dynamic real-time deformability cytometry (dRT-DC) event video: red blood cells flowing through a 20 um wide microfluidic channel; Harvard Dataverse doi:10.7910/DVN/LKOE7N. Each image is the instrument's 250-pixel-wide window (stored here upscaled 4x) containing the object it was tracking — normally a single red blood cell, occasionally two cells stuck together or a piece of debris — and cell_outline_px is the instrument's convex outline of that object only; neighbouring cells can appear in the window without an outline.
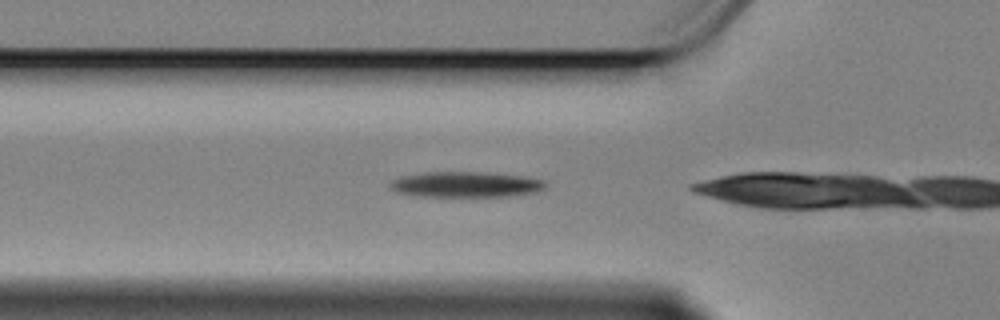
{"species": "Egyptian fruit bat (a non-hibernating species)", "species_latin": "Rousettus aegyptiacus", "temperature_condition": "cold", "stored_images_in_passage": 33, "camera_frame_rate_fps": 3000, "um_per_image_px": 0.085, "animal": {"sex": "female"}, "frame": {"image": 1, "passage_image": 3, "time_ms": 0.667, "image_size_px": [1000, 320], "cell_outline_px": [[544, 188], [536, 192], [512, 196], [412, 196], [396, 192], [388, 184], [392, 180], [400, 176], [424, 172], [484, 172], [524, 176], [544, 180]], "centroid_in_image_um": [39.55, 15.68], "position_along_channel_um": 86.3, "area_um2": 23.24}}
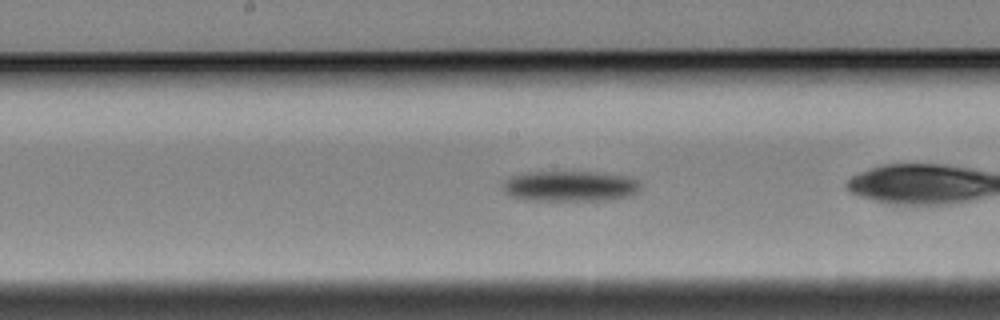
{"frame": {"image": 2, "passage_image": 13, "time_ms": 4.0, "image_size_px": [1000, 320], "cell_outline_px": [[640, 188], [632, 196], [608, 200], [524, 200], [512, 196], [504, 192], [504, 180], [512, 176], [528, 172], [596, 172], [624, 176], [636, 180], [640, 184]], "centroid_in_image_um": [48.45, 15.83], "position_along_channel_um": 199.7, "area_um2": 24.39}}
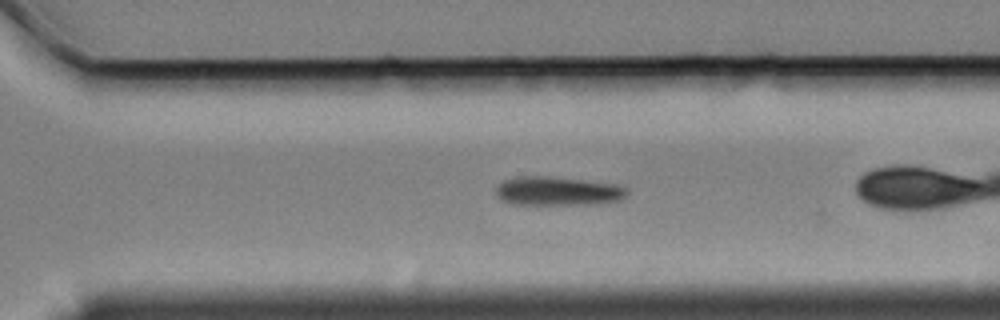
{"frame": {"image": 3, "passage_image": 24, "time_ms": 7.667, "image_size_px": [1000, 320], "cell_outline_px": [[628, 192], [620, 200], [600, 204], [512, 204], [504, 200], [496, 192], [496, 188], [504, 180], [520, 176], [548, 176], [616, 184], [628, 188]], "centroid_in_image_um": [47.45, 16.24], "position_along_channel_um": 323.1, "area_um2": 21.85}, "authors_computed_cell_mechanics": {"area_um2": 22.831, "velocity_mm_per_s": 3.3775, "shape_relaxation_time_tau1_ms": 3.5866, "shape_relaxation_time_tau2_ms": null, "deformation_change_tau1": 0.1325, "deformation_change_tau2": null}}